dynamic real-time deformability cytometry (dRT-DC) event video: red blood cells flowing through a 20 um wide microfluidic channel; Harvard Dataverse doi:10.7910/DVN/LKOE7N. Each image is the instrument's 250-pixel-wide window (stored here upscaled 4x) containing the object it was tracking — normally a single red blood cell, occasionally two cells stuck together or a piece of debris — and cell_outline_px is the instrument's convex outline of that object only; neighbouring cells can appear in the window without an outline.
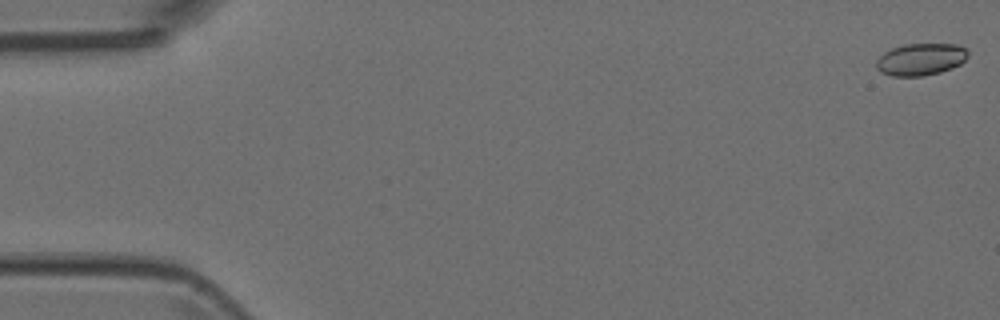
{"species": "Egyptian fruit bat (a non-hibernating species)", "species_latin": "Rousettus aegyptiacus", "temperature_condition": "room temperature", "stored_images_in_passage": 6, "camera_frame_rate_fps": 3000, "um_per_image_px": 0.085, "animal": {"sex": "female"}, "frame": {"image": 1, "passage_image": 1, "time_ms": 0.0, "image_size_px": [1000, 320], "cell_outline_px": [[968, 56], [960, 64], [952, 68], [940, 72], [924, 76], [892, 76], [880, 72], [876, 68], [876, 60], [884, 52], [892, 48], [904, 44], [960, 44], [968, 48]], "centroid_in_image_um": [78.27, 5.04], "position_along_channel_um": 6.7, "area_um2": 17.34}}
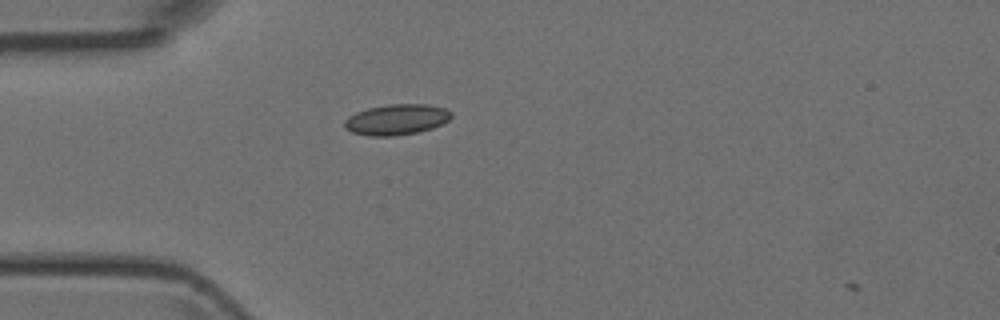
{"frame": {"image": 2, "passage_image": 5, "time_ms": 1.333, "image_size_px": [1000, 320], "cell_outline_px": [[452, 116], [448, 120], [432, 128], [416, 132], [392, 136], [368, 136], [352, 132], [344, 128], [344, 120], [348, 116], [356, 112], [368, 108], [392, 104], [428, 104], [444, 108], [452, 112]], "centroid_in_image_um": [33.68, 10.16], "position_along_channel_um": 51.3, "area_um2": 19.02}}